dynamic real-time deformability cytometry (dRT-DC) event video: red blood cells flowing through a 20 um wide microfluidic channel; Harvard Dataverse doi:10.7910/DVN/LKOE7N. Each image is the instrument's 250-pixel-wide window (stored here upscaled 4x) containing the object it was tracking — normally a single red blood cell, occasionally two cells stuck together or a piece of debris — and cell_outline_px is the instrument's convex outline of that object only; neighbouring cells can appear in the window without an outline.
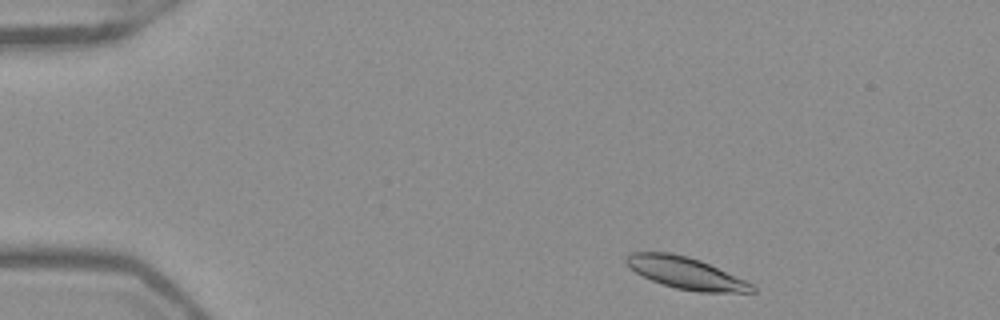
{"species": "Egyptian fruit bat (a non-hibernating species)", "species_latin": "Rousettus aegyptiacus", "temperature_condition": "warm", "stored_images_in_passage": 46, "camera_frame_rate_fps": 3000, "um_per_image_px": 0.085, "frame": {"image": 1, "passage_image": 2, "time_ms": 0.333, "image_size_px": [1000, 320], "cell_outline_px": [[756, 292], [700, 292], [676, 288], [652, 280], [636, 272], [624, 260], [624, 256], [632, 252], [668, 252], [688, 256], [700, 260], [744, 280], [752, 284], [756, 288]], "centroid_in_image_um": [58.28, 23.19], "position_along_channel_um": 26.7, "area_um2": 22.95}}
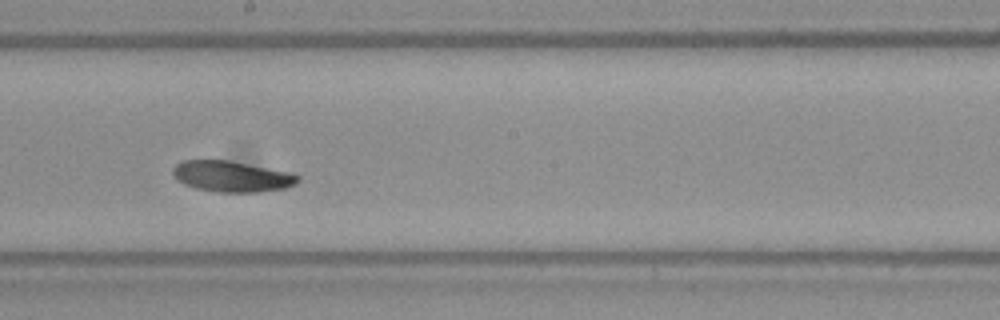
{"frame": {"image": 2, "passage_image": 24, "time_ms": 7.667, "image_size_px": [1000, 320], "cell_outline_px": [[300, 180], [296, 184], [284, 188], [260, 192], [216, 192], [196, 188], [184, 184], [176, 180], [172, 172], [172, 168], [176, 164], [184, 160], [228, 160], [296, 172], [300, 176]], "centroid_in_image_um": [19.75, 14.99], "position_along_channel_um": 228.4, "area_um2": 22.95}}
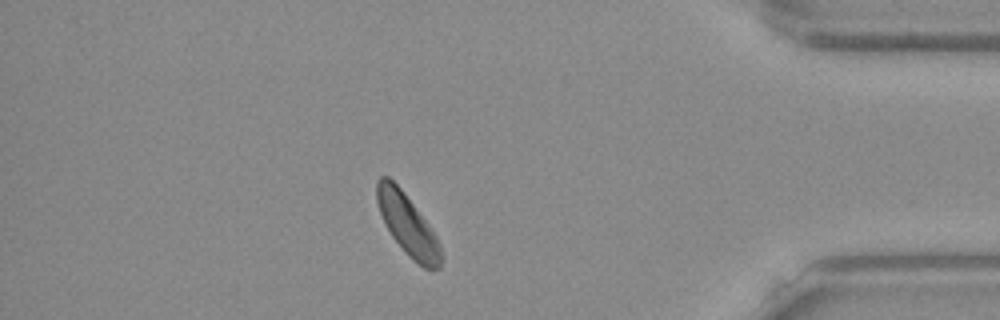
{"frame": {"image": 3, "passage_image": 40, "time_ms": 13.0, "image_size_px": [1000, 320], "cell_outline_px": [[440, 268], [424, 268], [412, 260], [404, 252], [392, 236], [384, 224], [376, 200], [376, 180], [380, 176], [388, 176], [404, 192], [432, 228], [440, 244]], "centroid_in_image_um": [34.61, 19.08], "position_along_channel_um": 400.6, "area_um2": 22.66}, "authors_computed_cell_mechanics": {"area_um2": 23.0911, "velocity_mm_per_s": 3.8687, "shape_relaxation_time_tau1_ms": 3.6666, "shape_relaxation_time_tau2_ms": null, "deformation_change_tau1": 0.0987, "deformation_change_tau2": null}}